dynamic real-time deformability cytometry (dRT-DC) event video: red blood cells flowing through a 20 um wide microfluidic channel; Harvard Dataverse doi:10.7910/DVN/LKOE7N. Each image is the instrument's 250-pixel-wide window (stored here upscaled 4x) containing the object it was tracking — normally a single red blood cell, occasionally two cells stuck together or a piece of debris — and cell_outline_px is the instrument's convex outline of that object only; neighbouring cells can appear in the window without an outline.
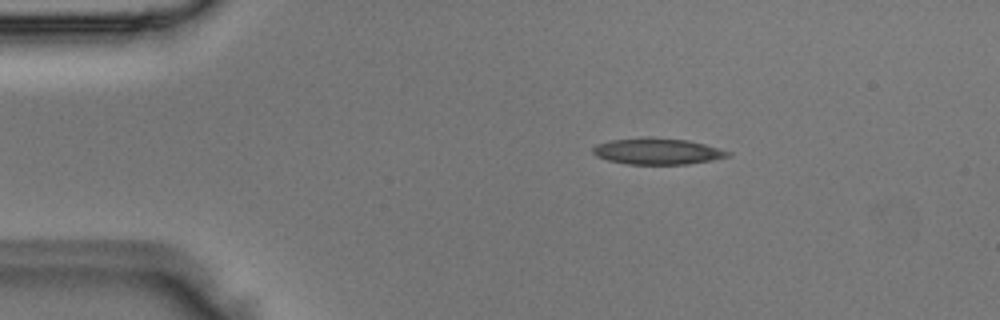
{"species": "Egyptian fruit bat (a non-hibernating species)", "species_latin": "Rousettus aegyptiacus", "temperature_condition": "room temperature", "stored_images_in_passage": 3, "camera_frame_rate_fps": 3000, "um_per_image_px": 0.085, "animal": {"sex": "male"}, "frame": {"image": 1, "passage_image": 2, "time_ms": 0.333, "image_size_px": [1000, 320], "cell_outline_px": [[732, 156], [712, 160], [688, 164], [628, 164], [608, 160], [596, 156], [592, 152], [592, 148], [596, 144], [612, 140], [648, 136], [652, 136], [688, 140], [704, 144], [732, 152]], "centroid_in_image_um": [55.89, 12.85], "position_along_channel_um": 29.1, "area_um2": 20.87}}